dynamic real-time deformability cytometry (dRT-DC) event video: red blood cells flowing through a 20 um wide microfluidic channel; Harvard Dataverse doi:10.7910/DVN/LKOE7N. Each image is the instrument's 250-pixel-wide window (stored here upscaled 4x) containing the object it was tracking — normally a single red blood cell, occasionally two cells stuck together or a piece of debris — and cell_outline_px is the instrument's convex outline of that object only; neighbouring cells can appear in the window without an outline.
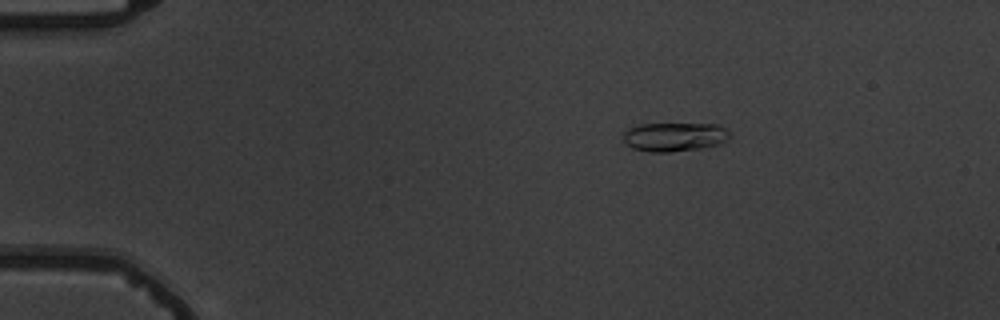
{"species": "common noctule bat (a hibernating species)", "species_latin": "Nyctalus noctula", "temperature_condition": "warm", "stored_images_in_passage": 5, "camera_frame_rate_fps": 3000, "um_per_image_px": 0.085, "animal": {"sex": "male", "body_mass_g": 19.5, "forearm_length_mm": 54.6}, "frame": {"image": 1, "passage_image": 3, "time_ms": 2.333, "image_size_px": [1000, 320], "cell_outline_px": [[732, 136], [728, 140], [720, 144], [704, 148], [672, 152], [652, 152], [632, 148], [624, 144], [624, 132], [628, 128], [640, 124], [716, 124], [724, 128]], "centroid_in_image_um": [57.34, 11.64], "position_along_channel_um": 27.7, "area_um2": 18.15}}